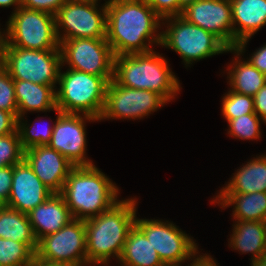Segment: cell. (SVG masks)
<instances>
[{"mask_svg":"<svg viewBox=\"0 0 266 266\" xmlns=\"http://www.w3.org/2000/svg\"><path fill=\"white\" fill-rule=\"evenodd\" d=\"M24 159L35 175L53 193H60L63 185L75 167L67 158L48 145L33 146L24 150Z\"/></svg>","mask_w":266,"mask_h":266,"instance_id":"17","label":"cell"},{"mask_svg":"<svg viewBox=\"0 0 266 266\" xmlns=\"http://www.w3.org/2000/svg\"><path fill=\"white\" fill-rule=\"evenodd\" d=\"M36 259L51 264L87 266L84 220L73 219L62 229L38 241Z\"/></svg>","mask_w":266,"mask_h":266,"instance_id":"9","label":"cell"},{"mask_svg":"<svg viewBox=\"0 0 266 266\" xmlns=\"http://www.w3.org/2000/svg\"><path fill=\"white\" fill-rule=\"evenodd\" d=\"M251 266H266V253L260 258L251 261Z\"/></svg>","mask_w":266,"mask_h":266,"instance_id":"42","label":"cell"},{"mask_svg":"<svg viewBox=\"0 0 266 266\" xmlns=\"http://www.w3.org/2000/svg\"><path fill=\"white\" fill-rule=\"evenodd\" d=\"M230 3L234 48L242 54L249 39L266 25V0H230Z\"/></svg>","mask_w":266,"mask_h":266,"instance_id":"18","label":"cell"},{"mask_svg":"<svg viewBox=\"0 0 266 266\" xmlns=\"http://www.w3.org/2000/svg\"><path fill=\"white\" fill-rule=\"evenodd\" d=\"M230 235V247L243 253H252L251 261L266 253V221H235Z\"/></svg>","mask_w":266,"mask_h":266,"instance_id":"22","label":"cell"},{"mask_svg":"<svg viewBox=\"0 0 266 266\" xmlns=\"http://www.w3.org/2000/svg\"><path fill=\"white\" fill-rule=\"evenodd\" d=\"M135 225L148 238L165 266H181L198 252L193 238L169 221L136 217Z\"/></svg>","mask_w":266,"mask_h":266,"instance_id":"10","label":"cell"},{"mask_svg":"<svg viewBox=\"0 0 266 266\" xmlns=\"http://www.w3.org/2000/svg\"><path fill=\"white\" fill-rule=\"evenodd\" d=\"M0 64L13 80L31 81L54 86L62 68L60 50H32L19 47H1Z\"/></svg>","mask_w":266,"mask_h":266,"instance_id":"8","label":"cell"},{"mask_svg":"<svg viewBox=\"0 0 266 266\" xmlns=\"http://www.w3.org/2000/svg\"><path fill=\"white\" fill-rule=\"evenodd\" d=\"M118 261L121 266H165L148 238L136 225L127 234Z\"/></svg>","mask_w":266,"mask_h":266,"instance_id":"24","label":"cell"},{"mask_svg":"<svg viewBox=\"0 0 266 266\" xmlns=\"http://www.w3.org/2000/svg\"><path fill=\"white\" fill-rule=\"evenodd\" d=\"M66 1L67 0H20V4L27 9L45 11L55 15Z\"/></svg>","mask_w":266,"mask_h":266,"instance_id":"34","label":"cell"},{"mask_svg":"<svg viewBox=\"0 0 266 266\" xmlns=\"http://www.w3.org/2000/svg\"><path fill=\"white\" fill-rule=\"evenodd\" d=\"M222 115L226 120L238 118L246 114H256L253 96L229 90L222 99Z\"/></svg>","mask_w":266,"mask_h":266,"instance_id":"28","label":"cell"},{"mask_svg":"<svg viewBox=\"0 0 266 266\" xmlns=\"http://www.w3.org/2000/svg\"><path fill=\"white\" fill-rule=\"evenodd\" d=\"M31 266H72V265H67V264H51L47 263L41 260H38L35 258L33 264Z\"/></svg>","mask_w":266,"mask_h":266,"instance_id":"41","label":"cell"},{"mask_svg":"<svg viewBox=\"0 0 266 266\" xmlns=\"http://www.w3.org/2000/svg\"><path fill=\"white\" fill-rule=\"evenodd\" d=\"M22 120L24 121L23 117L17 118L16 129L24 150L33 146H44L50 143L54 125L46 128L44 127L40 130V128L34 127V123L33 126H30Z\"/></svg>","mask_w":266,"mask_h":266,"instance_id":"29","label":"cell"},{"mask_svg":"<svg viewBox=\"0 0 266 266\" xmlns=\"http://www.w3.org/2000/svg\"><path fill=\"white\" fill-rule=\"evenodd\" d=\"M266 193V154L247 162L218 193Z\"/></svg>","mask_w":266,"mask_h":266,"instance_id":"23","label":"cell"},{"mask_svg":"<svg viewBox=\"0 0 266 266\" xmlns=\"http://www.w3.org/2000/svg\"><path fill=\"white\" fill-rule=\"evenodd\" d=\"M181 16L188 22L213 33L228 48H234V29L230 0H196Z\"/></svg>","mask_w":266,"mask_h":266,"instance_id":"15","label":"cell"},{"mask_svg":"<svg viewBox=\"0 0 266 266\" xmlns=\"http://www.w3.org/2000/svg\"><path fill=\"white\" fill-rule=\"evenodd\" d=\"M113 76H97L68 68L59 73L56 105L63 113L89 115L100 119L106 91Z\"/></svg>","mask_w":266,"mask_h":266,"instance_id":"5","label":"cell"},{"mask_svg":"<svg viewBox=\"0 0 266 266\" xmlns=\"http://www.w3.org/2000/svg\"><path fill=\"white\" fill-rule=\"evenodd\" d=\"M36 253L25 243L0 238L1 266H31Z\"/></svg>","mask_w":266,"mask_h":266,"instance_id":"27","label":"cell"},{"mask_svg":"<svg viewBox=\"0 0 266 266\" xmlns=\"http://www.w3.org/2000/svg\"><path fill=\"white\" fill-rule=\"evenodd\" d=\"M227 52L236 53L234 57L235 61L233 65L230 64L227 68L229 79L230 90L254 96L266 83V75L261 73L257 68H255L247 59V61H241L239 55L241 53L236 48H228ZM240 59V60H239Z\"/></svg>","mask_w":266,"mask_h":266,"instance_id":"25","label":"cell"},{"mask_svg":"<svg viewBox=\"0 0 266 266\" xmlns=\"http://www.w3.org/2000/svg\"><path fill=\"white\" fill-rule=\"evenodd\" d=\"M97 6L67 0L55 14L59 43L68 39L106 38V5L102 9Z\"/></svg>","mask_w":266,"mask_h":266,"instance_id":"11","label":"cell"},{"mask_svg":"<svg viewBox=\"0 0 266 266\" xmlns=\"http://www.w3.org/2000/svg\"><path fill=\"white\" fill-rule=\"evenodd\" d=\"M15 97L18 106V118L27 111L46 112L55 110L56 88L36 84L31 81L14 80Z\"/></svg>","mask_w":266,"mask_h":266,"instance_id":"20","label":"cell"},{"mask_svg":"<svg viewBox=\"0 0 266 266\" xmlns=\"http://www.w3.org/2000/svg\"><path fill=\"white\" fill-rule=\"evenodd\" d=\"M16 6L14 11L21 7L20 0H0V7Z\"/></svg>","mask_w":266,"mask_h":266,"instance_id":"40","label":"cell"},{"mask_svg":"<svg viewBox=\"0 0 266 266\" xmlns=\"http://www.w3.org/2000/svg\"><path fill=\"white\" fill-rule=\"evenodd\" d=\"M136 199L119 200L108 210L84 221L89 264L107 266L110 258H120L127 234L135 225Z\"/></svg>","mask_w":266,"mask_h":266,"instance_id":"2","label":"cell"},{"mask_svg":"<svg viewBox=\"0 0 266 266\" xmlns=\"http://www.w3.org/2000/svg\"><path fill=\"white\" fill-rule=\"evenodd\" d=\"M119 188L95 165L75 166L60 194L74 219L88 220L111 208Z\"/></svg>","mask_w":266,"mask_h":266,"instance_id":"3","label":"cell"},{"mask_svg":"<svg viewBox=\"0 0 266 266\" xmlns=\"http://www.w3.org/2000/svg\"><path fill=\"white\" fill-rule=\"evenodd\" d=\"M146 2L161 19L179 15V0H146Z\"/></svg>","mask_w":266,"mask_h":266,"instance_id":"33","label":"cell"},{"mask_svg":"<svg viewBox=\"0 0 266 266\" xmlns=\"http://www.w3.org/2000/svg\"><path fill=\"white\" fill-rule=\"evenodd\" d=\"M51 194L25 159L13 165L12 187L5 206L28 214Z\"/></svg>","mask_w":266,"mask_h":266,"instance_id":"16","label":"cell"},{"mask_svg":"<svg viewBox=\"0 0 266 266\" xmlns=\"http://www.w3.org/2000/svg\"><path fill=\"white\" fill-rule=\"evenodd\" d=\"M196 0H179V15L182 14L183 9L190 3H194Z\"/></svg>","mask_w":266,"mask_h":266,"instance_id":"43","label":"cell"},{"mask_svg":"<svg viewBox=\"0 0 266 266\" xmlns=\"http://www.w3.org/2000/svg\"><path fill=\"white\" fill-rule=\"evenodd\" d=\"M106 5V40L115 57L152 51L154 43L161 45L164 22L146 0H108ZM148 41V42H147ZM148 43V44H147Z\"/></svg>","mask_w":266,"mask_h":266,"instance_id":"1","label":"cell"},{"mask_svg":"<svg viewBox=\"0 0 266 266\" xmlns=\"http://www.w3.org/2000/svg\"><path fill=\"white\" fill-rule=\"evenodd\" d=\"M28 217L37 241L74 219L60 193L51 194L43 204L30 211Z\"/></svg>","mask_w":266,"mask_h":266,"instance_id":"19","label":"cell"},{"mask_svg":"<svg viewBox=\"0 0 266 266\" xmlns=\"http://www.w3.org/2000/svg\"><path fill=\"white\" fill-rule=\"evenodd\" d=\"M59 45L55 15L21 6L12 12L7 22L1 47L60 50Z\"/></svg>","mask_w":266,"mask_h":266,"instance_id":"6","label":"cell"},{"mask_svg":"<svg viewBox=\"0 0 266 266\" xmlns=\"http://www.w3.org/2000/svg\"><path fill=\"white\" fill-rule=\"evenodd\" d=\"M2 41H3V34H2V32L0 31V52H1Z\"/></svg>","mask_w":266,"mask_h":266,"instance_id":"45","label":"cell"},{"mask_svg":"<svg viewBox=\"0 0 266 266\" xmlns=\"http://www.w3.org/2000/svg\"><path fill=\"white\" fill-rule=\"evenodd\" d=\"M248 61L257 68L261 73L266 75V44L258 48Z\"/></svg>","mask_w":266,"mask_h":266,"instance_id":"38","label":"cell"},{"mask_svg":"<svg viewBox=\"0 0 266 266\" xmlns=\"http://www.w3.org/2000/svg\"><path fill=\"white\" fill-rule=\"evenodd\" d=\"M0 238L25 243L35 253L38 248L28 214L5 205L0 209Z\"/></svg>","mask_w":266,"mask_h":266,"instance_id":"26","label":"cell"},{"mask_svg":"<svg viewBox=\"0 0 266 266\" xmlns=\"http://www.w3.org/2000/svg\"><path fill=\"white\" fill-rule=\"evenodd\" d=\"M61 62L70 69L97 76H114L115 55L106 38H78L60 42Z\"/></svg>","mask_w":266,"mask_h":266,"instance_id":"12","label":"cell"},{"mask_svg":"<svg viewBox=\"0 0 266 266\" xmlns=\"http://www.w3.org/2000/svg\"><path fill=\"white\" fill-rule=\"evenodd\" d=\"M168 103L161 95L142 89L118 85L113 79L106 91L103 119H140Z\"/></svg>","mask_w":266,"mask_h":266,"instance_id":"13","label":"cell"},{"mask_svg":"<svg viewBox=\"0 0 266 266\" xmlns=\"http://www.w3.org/2000/svg\"><path fill=\"white\" fill-rule=\"evenodd\" d=\"M55 111L57 118L48 146L61 153L75 166L94 165L86 156L85 122L99 120L84 114L82 117L81 114L63 113L57 107Z\"/></svg>","mask_w":266,"mask_h":266,"instance_id":"14","label":"cell"},{"mask_svg":"<svg viewBox=\"0 0 266 266\" xmlns=\"http://www.w3.org/2000/svg\"><path fill=\"white\" fill-rule=\"evenodd\" d=\"M4 206V204L0 201V209Z\"/></svg>","mask_w":266,"mask_h":266,"instance_id":"46","label":"cell"},{"mask_svg":"<svg viewBox=\"0 0 266 266\" xmlns=\"http://www.w3.org/2000/svg\"><path fill=\"white\" fill-rule=\"evenodd\" d=\"M24 159V149L17 129L10 134L0 136V168L13 166Z\"/></svg>","mask_w":266,"mask_h":266,"instance_id":"31","label":"cell"},{"mask_svg":"<svg viewBox=\"0 0 266 266\" xmlns=\"http://www.w3.org/2000/svg\"><path fill=\"white\" fill-rule=\"evenodd\" d=\"M0 110L11 112L18 118V106L15 97L14 80L0 64Z\"/></svg>","mask_w":266,"mask_h":266,"instance_id":"32","label":"cell"},{"mask_svg":"<svg viewBox=\"0 0 266 266\" xmlns=\"http://www.w3.org/2000/svg\"><path fill=\"white\" fill-rule=\"evenodd\" d=\"M162 20H167V29L161 32V46L178 53L186 66L194 61L227 52L228 47L218 37L188 22L181 15Z\"/></svg>","mask_w":266,"mask_h":266,"instance_id":"7","label":"cell"},{"mask_svg":"<svg viewBox=\"0 0 266 266\" xmlns=\"http://www.w3.org/2000/svg\"><path fill=\"white\" fill-rule=\"evenodd\" d=\"M199 252H197L194 256H193V262L190 263V265L188 264V266H218L215 262V260L207 254H203L202 255H197ZM197 256V257H196Z\"/></svg>","mask_w":266,"mask_h":266,"instance_id":"39","label":"cell"},{"mask_svg":"<svg viewBox=\"0 0 266 266\" xmlns=\"http://www.w3.org/2000/svg\"><path fill=\"white\" fill-rule=\"evenodd\" d=\"M17 128V118L8 111L0 110V136L13 133Z\"/></svg>","mask_w":266,"mask_h":266,"instance_id":"36","label":"cell"},{"mask_svg":"<svg viewBox=\"0 0 266 266\" xmlns=\"http://www.w3.org/2000/svg\"><path fill=\"white\" fill-rule=\"evenodd\" d=\"M13 177V166L0 168V201L5 205L8 201Z\"/></svg>","mask_w":266,"mask_h":266,"instance_id":"35","label":"cell"},{"mask_svg":"<svg viewBox=\"0 0 266 266\" xmlns=\"http://www.w3.org/2000/svg\"><path fill=\"white\" fill-rule=\"evenodd\" d=\"M113 80L121 86L153 91L167 102L181 89L166 58L153 50L116 56Z\"/></svg>","mask_w":266,"mask_h":266,"instance_id":"4","label":"cell"},{"mask_svg":"<svg viewBox=\"0 0 266 266\" xmlns=\"http://www.w3.org/2000/svg\"><path fill=\"white\" fill-rule=\"evenodd\" d=\"M211 203L221 208L233 205V218L238 221H266V193H218Z\"/></svg>","mask_w":266,"mask_h":266,"instance_id":"21","label":"cell"},{"mask_svg":"<svg viewBox=\"0 0 266 266\" xmlns=\"http://www.w3.org/2000/svg\"><path fill=\"white\" fill-rule=\"evenodd\" d=\"M71 1H74V2H82V3H91V4H96L98 5V1L99 0H71Z\"/></svg>","mask_w":266,"mask_h":266,"instance_id":"44","label":"cell"},{"mask_svg":"<svg viewBox=\"0 0 266 266\" xmlns=\"http://www.w3.org/2000/svg\"><path fill=\"white\" fill-rule=\"evenodd\" d=\"M255 113L266 123V83L253 96Z\"/></svg>","mask_w":266,"mask_h":266,"instance_id":"37","label":"cell"},{"mask_svg":"<svg viewBox=\"0 0 266 266\" xmlns=\"http://www.w3.org/2000/svg\"><path fill=\"white\" fill-rule=\"evenodd\" d=\"M260 117L257 114H246L238 118L227 120L228 134L236 139L257 140L261 138Z\"/></svg>","mask_w":266,"mask_h":266,"instance_id":"30","label":"cell"}]
</instances>
